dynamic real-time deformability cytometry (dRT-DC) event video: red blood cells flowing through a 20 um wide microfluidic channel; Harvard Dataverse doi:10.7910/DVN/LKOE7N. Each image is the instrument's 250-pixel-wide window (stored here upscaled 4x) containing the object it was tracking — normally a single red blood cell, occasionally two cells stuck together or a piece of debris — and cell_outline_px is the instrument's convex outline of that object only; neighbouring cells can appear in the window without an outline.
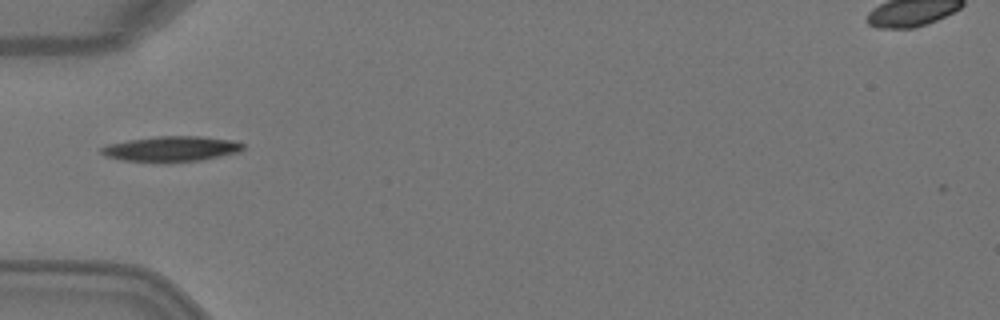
{"species": "Egyptian fruit bat (a non-hibernating species)", "species_latin": "Rousettus aegyptiacus", "temperature_condition": "warm", "stored_images_in_passage": 5, "camera_frame_rate_fps": 3000, "um_per_image_px": 0.085, "animal": {"sex": "female"}, "frame": {"image": 1, "passage_image": 5, "time_ms": 1.333, "image_size_px": [1000, 320], "cell_outline_px": [[244, 148], [240, 152], [200, 160], [164, 164], [120, 160], [104, 156], [100, 152], [100, 148], [108, 144], [128, 140], [156, 136], [200, 136], [236, 140], [244, 144]], "centroid_in_image_um": [14.55, 12.67], "position_along_channel_um": 70.5, "area_um2": 21.56}}